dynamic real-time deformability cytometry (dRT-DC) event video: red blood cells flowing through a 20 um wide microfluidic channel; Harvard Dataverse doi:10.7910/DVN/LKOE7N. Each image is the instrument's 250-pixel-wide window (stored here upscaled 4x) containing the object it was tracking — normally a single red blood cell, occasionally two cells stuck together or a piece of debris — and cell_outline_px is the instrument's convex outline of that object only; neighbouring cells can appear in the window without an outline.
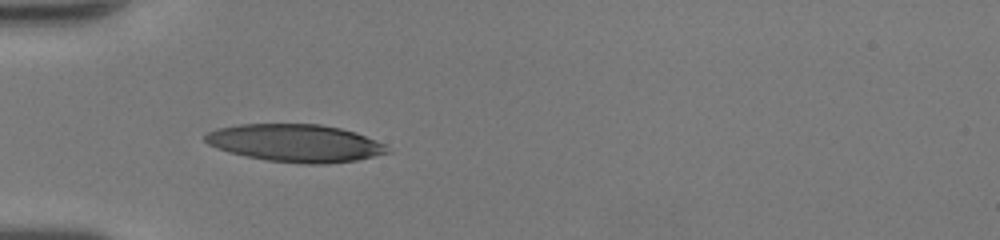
{"species": "human", "species_latin": "Homo sapiens", "temperature_condition": "room temperature", "stored_images_in_passage": 33, "camera_frame_rate_fps": 3000, "um_per_image_px": 0.085, "donor": {"sex": "female"}, "frame": {"image": 1, "passage_image": 1, "time_ms": 0.0, "image_size_px": [1000, 240], "cell_outline_px": [[392, 152], [356, 160], [324, 164], [304, 164], [268, 160], [228, 152], [216, 148], [208, 144], [204, 140], [204, 136], [208, 132], [216, 128], [240, 124], [320, 124], [340, 128], [356, 132], [384, 144]], "centroid_in_image_um": [25.09, 12.16], "position_along_channel_um": 59.9, "area_um2": 39.88}}
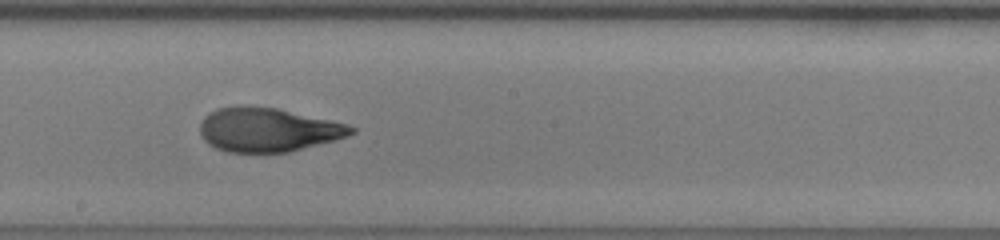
{"frame": {"image": 2, "passage_image": 13, "time_ms": 4.0, "image_size_px": [1000, 240], "cell_outline_px": [[356, 132], [348, 136], [288, 152], [228, 152], [216, 148], [208, 144], [204, 140], [200, 132], [200, 124], [204, 116], [208, 112], [216, 108], [276, 108], [348, 124], [356, 128]], "centroid_in_image_um": [22.77, 11.05], "position_along_channel_um": 225.4, "area_um2": 37.97}}
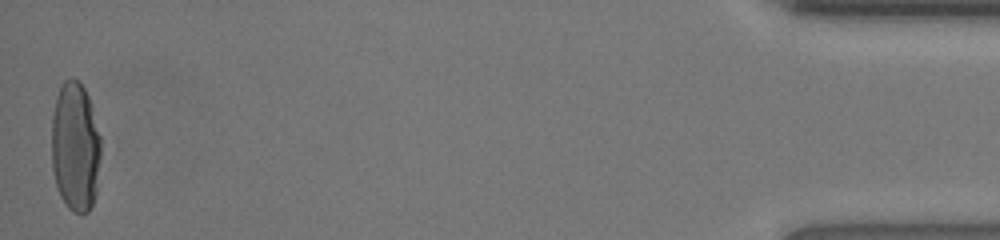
{"frame": {"image": 3, "passage_image": 33, "time_ms": 10.667, "image_size_px": [1000, 240], "cell_outline_px": [[100, 156], [96, 192], [92, 204], [88, 212], [72, 212], [68, 208], [60, 196], [52, 172], [52, 116], [56, 96], [60, 84], [64, 80], [72, 76], [84, 88], [92, 104], [100, 136]], "centroid_in_image_um": [6.39, 12.45], "position_along_channel_um": 428.8, "area_um2": 37.51}, "authors_computed_cell_mechanics": {"area_um2": 38.6104, "velocity_mm_per_s": 4.3525, "shape_relaxation_time_tau1_ms": 4.7839, "shape_relaxation_time_tau2_ms": 1.2557, "deformation_change_tau1": 0.2293, "deformation_change_tau2": 0.09}}